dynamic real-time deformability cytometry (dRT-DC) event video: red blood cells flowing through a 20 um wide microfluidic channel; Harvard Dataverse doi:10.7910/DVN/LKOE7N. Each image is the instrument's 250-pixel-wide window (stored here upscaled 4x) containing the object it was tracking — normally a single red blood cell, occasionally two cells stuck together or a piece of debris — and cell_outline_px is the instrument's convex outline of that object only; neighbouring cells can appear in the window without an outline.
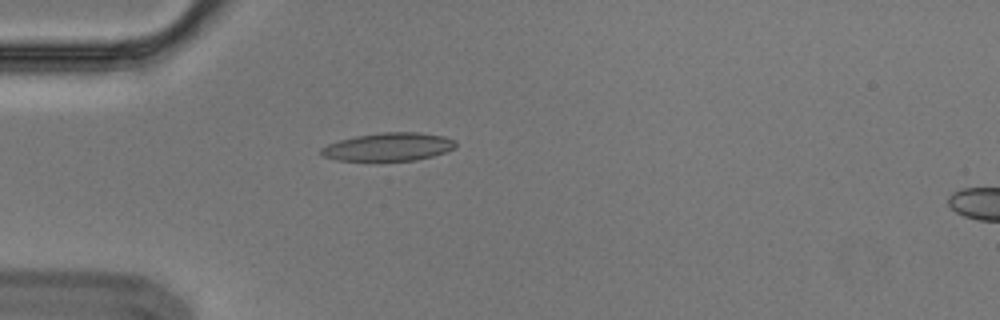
{"species": "Egyptian fruit bat (a non-hibernating species)", "species_latin": "Rousettus aegyptiacus", "temperature_condition": "cold", "stored_images_in_passage": 3, "camera_frame_rate_fps": 3000, "um_per_image_px": 0.085, "animal": {"sex": "male"}, "frame": {"image": 1, "passage_image": 2, "time_ms": 0.333, "image_size_px": [1000, 320], "cell_outline_px": [[456, 148], [432, 156], [416, 160], [336, 160], [320, 156], [320, 148], [328, 144], [340, 140], [356, 136], [380, 132], [416, 132], [444, 136], [456, 140]], "centroid_in_image_um": [33.02, 12.47], "position_along_channel_um": 52.0, "area_um2": 22.02}}